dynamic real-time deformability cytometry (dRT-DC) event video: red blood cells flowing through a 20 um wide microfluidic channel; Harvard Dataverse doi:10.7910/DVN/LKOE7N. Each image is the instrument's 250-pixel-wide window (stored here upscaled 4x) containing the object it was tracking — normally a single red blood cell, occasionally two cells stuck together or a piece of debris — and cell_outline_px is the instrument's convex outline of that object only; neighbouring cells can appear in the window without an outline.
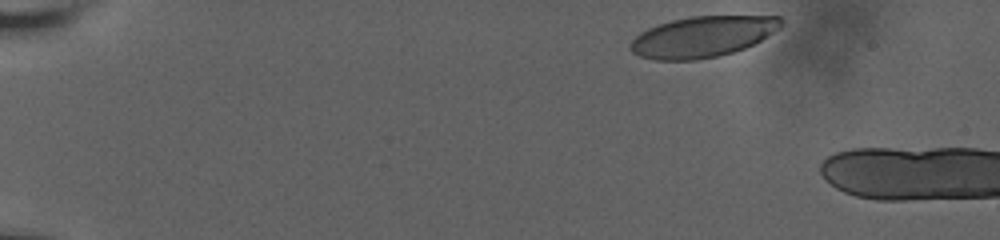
{"species": "human", "species_latin": "Homo sapiens", "temperature_condition": "room temperature", "stored_images_in_passage": 10, "camera_frame_rate_fps": 3000, "um_per_image_px": 0.085, "donor": {"sex": "male"}, "frame": {"image": 1, "passage_image": 2, "time_ms": 0.333, "image_size_px": [1000, 240], "cell_outline_px": [[784, 24], [780, 28], [760, 40], [744, 48], [732, 52], [716, 56], [696, 60], [656, 60], [640, 56], [632, 52], [628, 48], [628, 44], [640, 32], [648, 28], [672, 20], [692, 16], [780, 16], [784, 20]], "centroid_in_image_um": [59.71, 3.11], "position_along_channel_um": 25.3, "area_um2": 35.84}}